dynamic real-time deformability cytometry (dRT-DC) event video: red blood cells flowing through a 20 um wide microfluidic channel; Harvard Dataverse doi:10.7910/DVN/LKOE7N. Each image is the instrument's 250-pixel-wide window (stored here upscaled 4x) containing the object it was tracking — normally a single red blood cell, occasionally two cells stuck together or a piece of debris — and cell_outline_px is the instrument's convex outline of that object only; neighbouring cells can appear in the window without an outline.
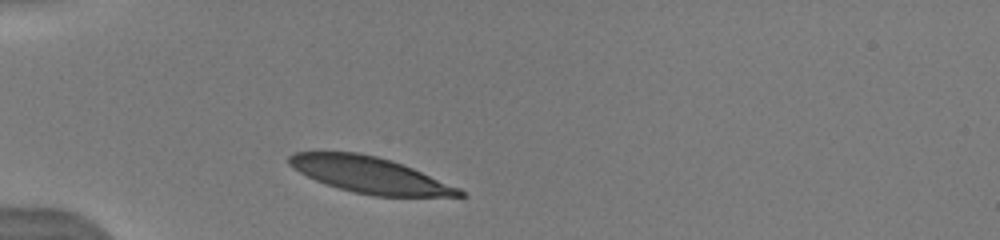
{"species": "human", "species_latin": "Homo sapiens", "temperature_condition": "warm", "stored_images_in_passage": 35, "camera_frame_rate_fps": 3000, "um_per_image_px": 0.085, "donor": {"sex": "male"}, "frame": {"image": 1, "passage_image": 1, "time_ms": 0.0, "image_size_px": [1000, 240], "cell_outline_px": [[468, 196], [372, 196], [340, 188], [316, 180], [292, 168], [288, 164], [288, 156], [292, 152], [356, 152], [376, 156], [392, 160], [412, 168], [460, 188]], "centroid_in_image_um": [31.42, 14.86], "position_along_channel_um": 53.6, "area_um2": 35.43}}
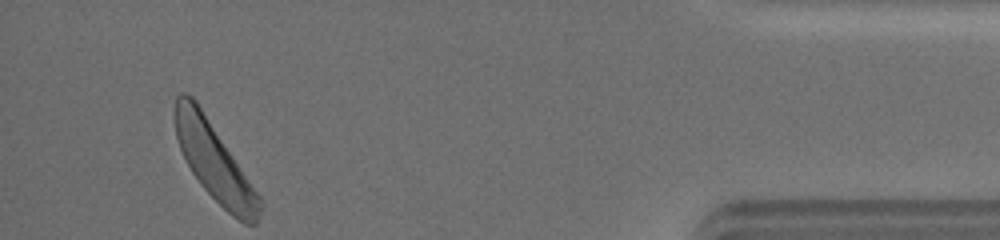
{"frame": {"image": 2, "passage_image": 35, "time_ms": 11.0, "image_size_px": [1000, 240], "cell_outline_px": [[260, 212], [256, 224], [244, 224], [232, 216], [200, 184], [192, 172], [180, 148], [176, 136], [176, 96], [180, 92], [184, 92], [192, 96], [196, 100], [260, 196]], "centroid_in_image_um": [18.22, 13.76], "position_along_channel_um": 417.0, "area_um2": 37.22}, "authors_computed_cell_mechanics": {"area_um2": 37.859, "velocity_mm_per_s": 3.9497, "shape_relaxation_time_tau1_ms": 1.6476, "shape_relaxation_time_tau2_ms": null, "deformation_change_tau1": 0.1167, "deformation_change_tau2": null}}